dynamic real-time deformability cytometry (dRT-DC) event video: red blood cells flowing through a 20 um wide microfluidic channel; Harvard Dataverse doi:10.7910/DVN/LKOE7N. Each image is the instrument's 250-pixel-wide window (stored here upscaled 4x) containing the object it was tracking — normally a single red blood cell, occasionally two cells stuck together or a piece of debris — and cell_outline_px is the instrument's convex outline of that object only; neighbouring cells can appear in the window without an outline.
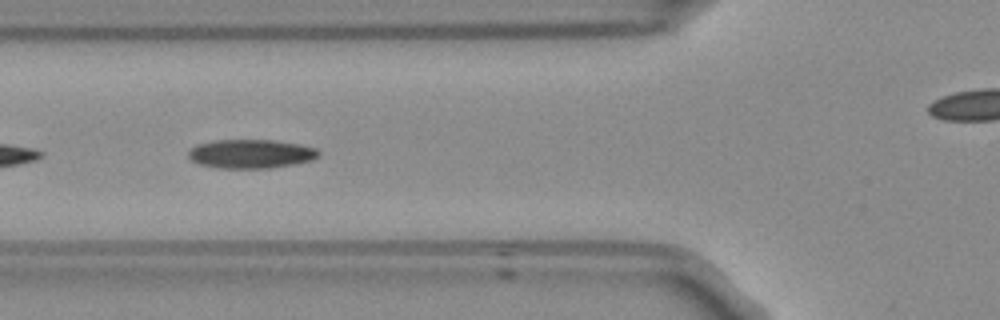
{"species": "Egyptian fruit bat (a non-hibernating species)", "species_latin": "Rousettus aegyptiacus", "temperature_condition": "room temperature", "stored_images_in_passage": 24, "camera_frame_rate_fps": 3000, "um_per_image_px": 0.085, "frame": {"image": 1, "passage_image": 4, "time_ms": 1.0, "image_size_px": [1000, 320], "cell_outline_px": [[320, 156], [312, 160], [292, 164], [268, 168], [216, 168], [200, 164], [192, 160], [188, 156], [188, 152], [196, 144], [216, 140], [272, 140], [296, 144], [316, 148], [320, 152]], "centroid_in_image_um": [21.31, 13.08], "position_along_channel_um": 104.5, "area_um2": 21.79}}
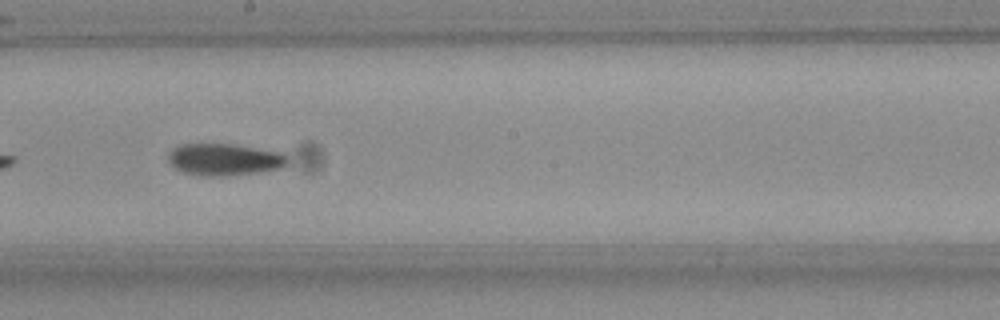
{"frame": {"image": 2, "passage_image": 14, "time_ms": 4.333, "image_size_px": [1000, 320], "cell_outline_px": [[288, 164], [280, 168], [260, 172], [224, 176], [200, 176], [180, 172], [168, 160], [168, 152], [172, 148], [180, 144], [228, 144], [280, 152], [288, 156]], "centroid_in_image_um": [19.04, 13.57], "position_along_channel_um": 229.2, "area_um2": 22.25}}
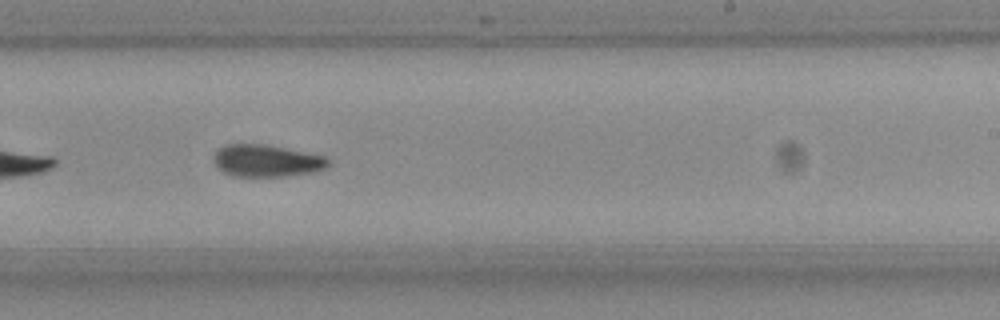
{"frame": {"image": 3, "passage_image": 17, "time_ms": 5.333, "image_size_px": [1000, 320], "cell_outline_px": [[328, 164], [324, 168], [308, 172], [288, 176], [232, 176], [224, 172], [212, 160], [216, 152], [220, 148], [228, 144], [264, 144], [324, 156], [328, 160]], "centroid_in_image_um": [22.61, 13.66], "position_along_channel_um": 266.4, "area_um2": 20.92}}